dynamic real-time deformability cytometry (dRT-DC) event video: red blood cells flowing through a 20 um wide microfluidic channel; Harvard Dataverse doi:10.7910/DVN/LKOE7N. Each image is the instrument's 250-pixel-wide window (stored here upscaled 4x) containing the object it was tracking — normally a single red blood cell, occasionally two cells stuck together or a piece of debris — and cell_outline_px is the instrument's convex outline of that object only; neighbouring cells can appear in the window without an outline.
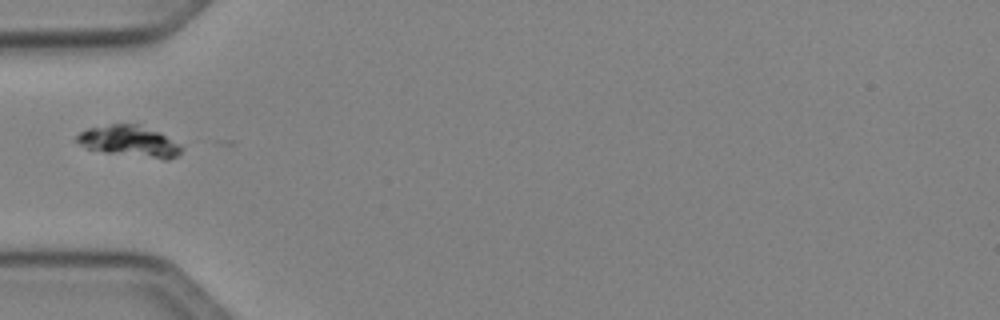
{"species": "Egyptian fruit bat (a non-hibernating species)", "species_latin": "Rousettus aegyptiacus", "temperature_condition": "cold", "stored_images_in_passage": 31, "camera_frame_rate_fps": 3000, "um_per_image_px": 0.085, "animal": {"sex": "female"}, "frame": {"image": 1, "passage_image": 1, "time_ms": 0.0, "image_size_px": [1000, 320], "cell_outline_px": [[180, 152], [176, 156], [168, 160], [164, 160], [104, 152], [88, 148], [72, 140], [80, 132], [88, 128], [112, 124], [136, 124], [160, 132], [176, 144], [180, 148]], "centroid_in_image_um": [10.94, 12.01], "position_along_channel_um": 74.1, "area_um2": 18.73}}
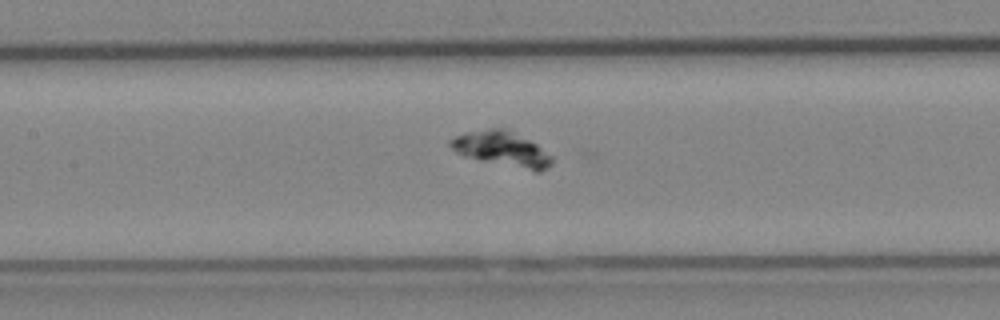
{"frame": {"image": 2, "passage_image": 8, "time_ms": 2.333, "image_size_px": [1000, 320], "cell_outline_px": [[552, 164], [548, 168], [540, 172], [536, 172], [480, 160], [464, 156], [456, 152], [448, 144], [448, 140], [456, 136], [468, 132], [488, 128], [508, 128], [536, 144], [552, 156]], "centroid_in_image_um": [42.67, 12.66], "position_along_channel_um": 164.7, "area_um2": 20.75}}
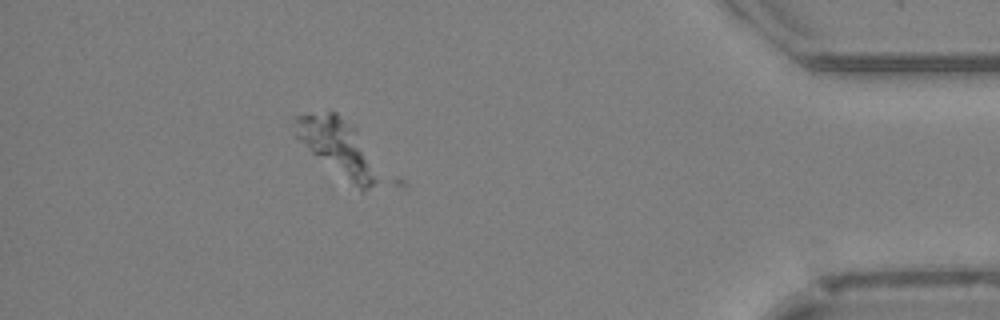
{"frame": {"image": 3, "passage_image": 30, "time_ms": 9.667, "image_size_px": [1000, 320], "cell_outline_px": [[380, 180], [368, 188], [360, 192], [312, 152], [296, 136], [292, 116], [308, 112], [336, 112], [356, 128]], "centroid_in_image_um": [28.65, 12.46], "position_along_channel_um": 406.6, "area_um2": 26.99}}